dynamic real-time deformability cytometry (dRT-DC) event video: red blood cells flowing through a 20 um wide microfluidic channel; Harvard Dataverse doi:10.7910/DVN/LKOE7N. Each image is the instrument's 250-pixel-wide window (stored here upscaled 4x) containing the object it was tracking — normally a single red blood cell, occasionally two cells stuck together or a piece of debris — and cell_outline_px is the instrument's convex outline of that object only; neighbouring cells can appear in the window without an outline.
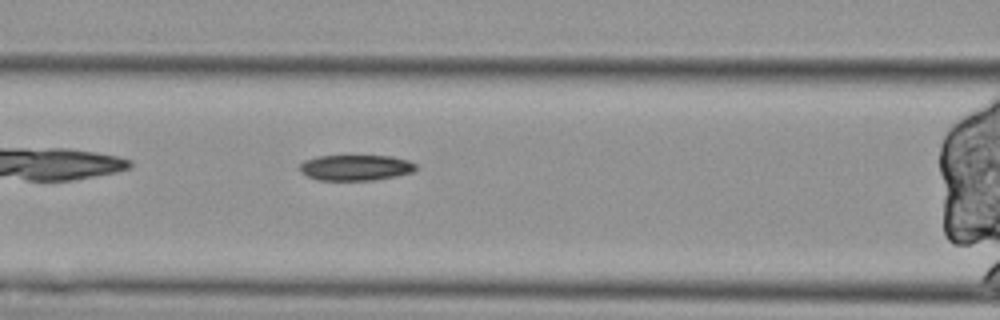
{"species": "Egyptian fruit bat (a non-hibernating species)", "species_latin": "Rousettus aegyptiacus", "temperature_condition": "cold", "stored_images_in_passage": 41, "segment_of_instrument_passage": [2, 2], "camera_frame_rate_fps": 3000, "um_per_image_px": 0.085, "animal": {"sex": "female"}, "frame": {"image": 1, "passage_image": 8, "time_ms": 2.333, "image_size_px": [1000, 320], "cell_outline_px": [[416, 168], [412, 172], [396, 176], [372, 180], [316, 180], [300, 172], [300, 164], [304, 160], [316, 156], [392, 156], [408, 160], [416, 164]], "centroid_in_image_um": [30.21, 14.24], "position_along_channel_um": 136.4, "area_um2": 17.4}}
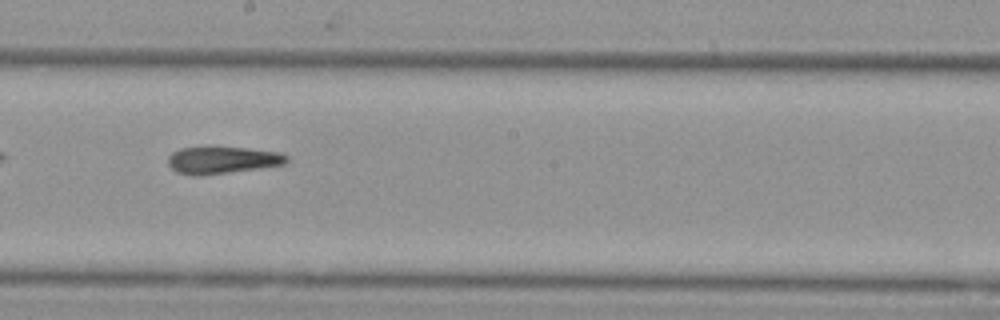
{"frame": {"image": 2, "passage_image": 16, "time_ms": 5.0, "image_size_px": [1000, 320], "cell_outline_px": [[288, 160], [284, 164], [200, 176], [192, 176], [176, 172], [168, 164], [168, 156], [172, 152], [180, 148], [208, 144], [248, 148], [280, 152], [288, 156]], "centroid_in_image_um": [18.83, 13.56], "position_along_channel_um": 229.4, "area_um2": 19.42}}
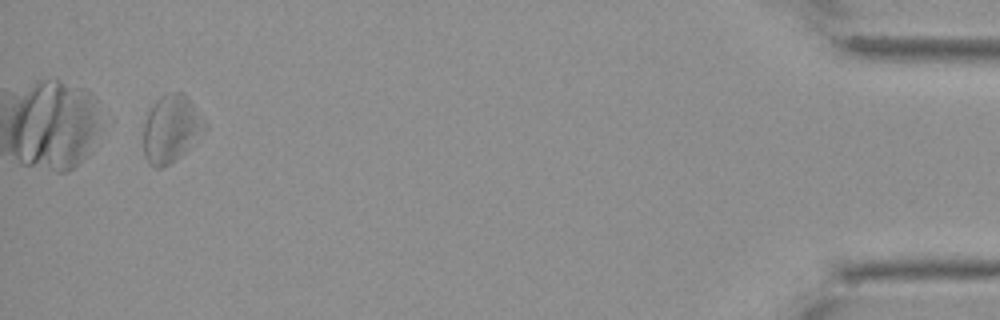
{"frame": {"image": 3, "passage_image": 39, "time_ms": 12.667, "image_size_px": [1000, 320], "cell_outline_px": [[208, 128], [176, 160], [164, 168], [156, 168], [148, 164], [144, 156], [144, 124], [148, 108], [160, 96], [168, 92], [184, 92], [188, 96], [208, 124]], "centroid_in_image_um": [14.55, 10.93], "position_along_channel_um": 420.7, "area_um2": 24.57}}